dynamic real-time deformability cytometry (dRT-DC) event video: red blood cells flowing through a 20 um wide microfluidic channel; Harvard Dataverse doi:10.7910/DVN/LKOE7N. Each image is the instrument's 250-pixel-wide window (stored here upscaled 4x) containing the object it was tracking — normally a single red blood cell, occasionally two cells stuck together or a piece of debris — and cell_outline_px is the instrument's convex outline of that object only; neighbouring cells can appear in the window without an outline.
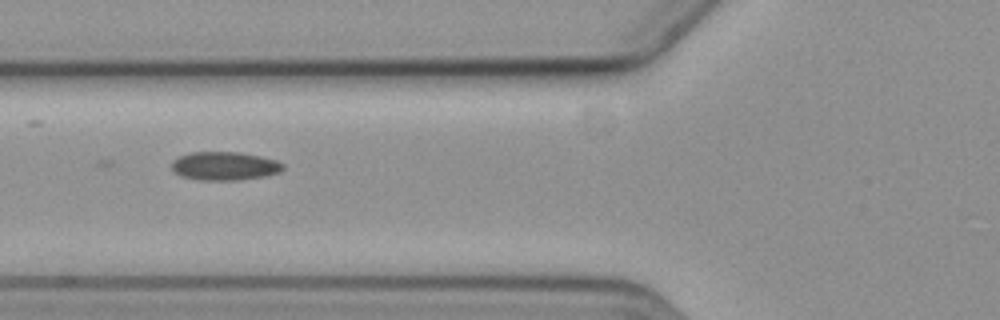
{"species": "common noctule bat (a hibernating species)", "species_latin": "Nyctalus noctula", "temperature_condition": "cold", "stored_images_in_passage": 3, "camera_frame_rate_fps": 3000, "um_per_image_px": 0.085, "animal": {"sex": "female", "body_mass_g": 19.3, "forearm_length_mm": 54.1}, "frame": {"image": 1, "passage_image": 2, "time_ms": 1.333, "image_size_px": [1000, 320], "cell_outline_px": [[284, 168], [280, 172], [264, 176], [240, 180], [196, 180], [180, 176], [172, 172], [172, 160], [180, 156], [192, 152], [240, 152], [260, 156], [276, 160], [284, 164]], "centroid_in_image_um": [19.07, 14.12], "position_along_channel_um": 106.7, "area_um2": 18.67}}
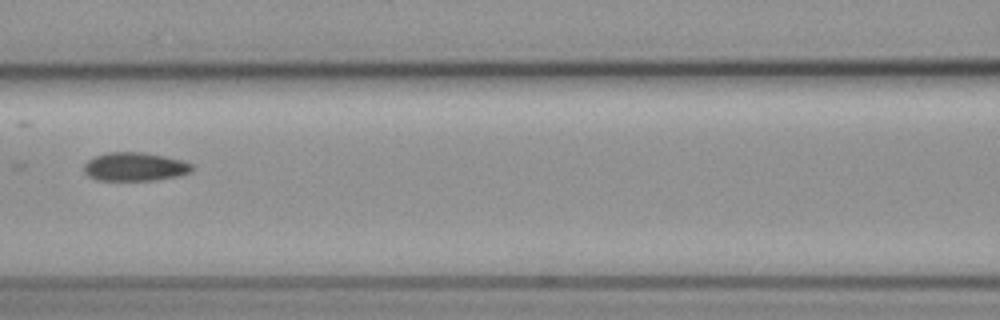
{"frame": {"image": 2, "passage_image": 3, "time_ms": 2.667, "image_size_px": [1000, 320], "cell_outline_px": [[196, 168], [192, 172], [180, 176], [156, 180], [96, 180], [88, 176], [84, 172], [84, 164], [88, 160], [96, 156], [108, 152], [144, 152], [184, 160], [192, 164]], "centroid_in_image_um": [11.52, 14.17], "position_along_channel_um": 155.1, "area_um2": 18.26}}